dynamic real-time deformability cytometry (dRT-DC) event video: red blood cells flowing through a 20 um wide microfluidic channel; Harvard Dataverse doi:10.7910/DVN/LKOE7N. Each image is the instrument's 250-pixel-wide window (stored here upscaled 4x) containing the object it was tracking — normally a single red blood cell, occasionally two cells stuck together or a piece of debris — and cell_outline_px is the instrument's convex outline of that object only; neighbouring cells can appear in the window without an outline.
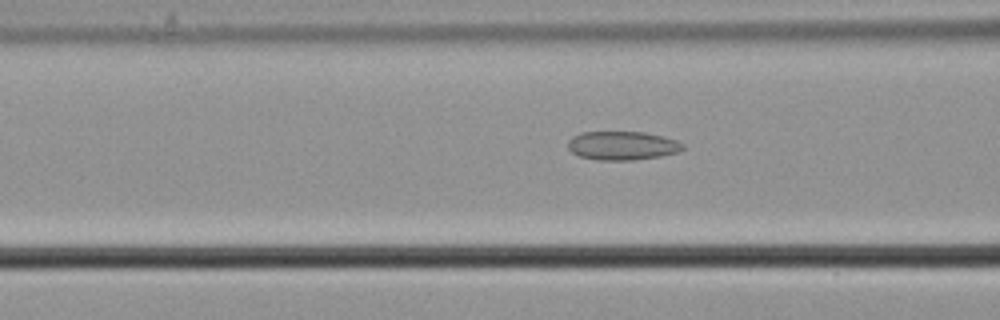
{"species": "common noctule bat (a hibernating species)", "species_latin": "Nyctalus noctula", "temperature_condition": "cold", "stored_images_in_passage": 57, "camera_frame_rate_fps": 3000, "um_per_image_px": 0.085, "animal": {"sex": "male", "body_mass_g": 21.5, "forearm_length_mm": 52.0}, "frame": {"image": 1, "passage_image": 22, "time_ms": 7.0, "image_size_px": [1000, 320], "cell_outline_px": [[684, 148], [676, 152], [660, 156], [632, 160], [596, 160], [580, 156], [572, 152], [568, 148], [568, 140], [572, 136], [580, 132], [644, 132], [664, 136], [676, 140], [684, 144]], "centroid_in_image_um": [52.87, 12.37], "position_along_channel_um": 113.7, "area_um2": 19.25}}
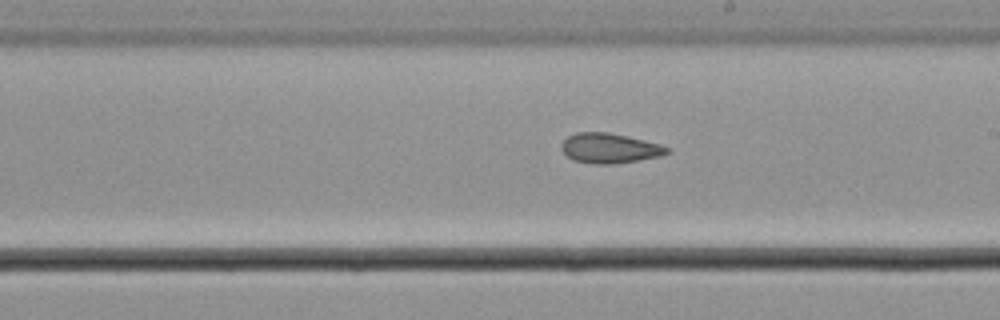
{"frame": {"image": 2, "passage_image": 32, "time_ms": 10.333, "image_size_px": [1000, 320], "cell_outline_px": [[668, 152], [660, 156], [612, 164], [592, 164], [572, 160], [560, 148], [560, 144], [568, 136], [576, 132], [608, 132], [628, 136], [660, 144], [668, 148]], "centroid_in_image_um": [51.76, 12.59], "position_along_channel_um": 237.2, "area_um2": 18.32}}
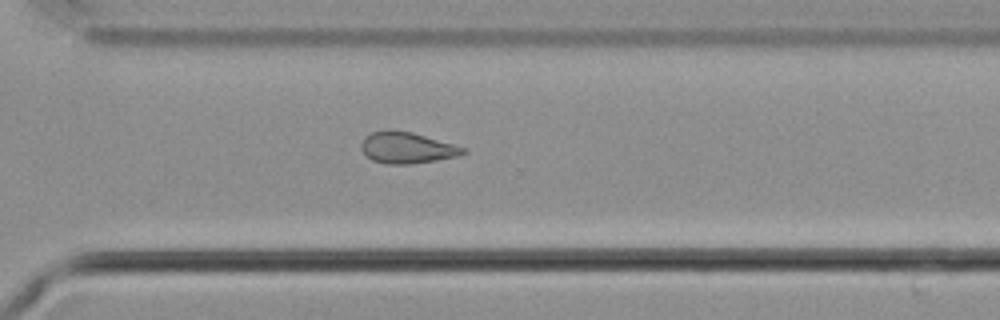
{"frame": {"image": 3, "passage_image": 40, "time_ms": 13.0, "image_size_px": [1000, 320], "cell_outline_px": [[468, 152], [460, 156], [436, 160], [408, 164], [384, 164], [372, 160], [360, 148], [360, 144], [364, 136], [372, 132], [388, 128], [412, 132], [468, 148]], "centroid_in_image_um": [34.6, 12.54], "position_along_channel_um": 336.0, "area_um2": 18.9}, "authors_computed_cell_mechanics": {"area_um2": 19.941, "velocity_mm_per_s": 3.7052, "shape_relaxation_time_tau1_ms": null, "shape_relaxation_time_tau2_ms": 4.9732, "deformation_change_tau1": null, "deformation_change_tau2": 0.1119}}